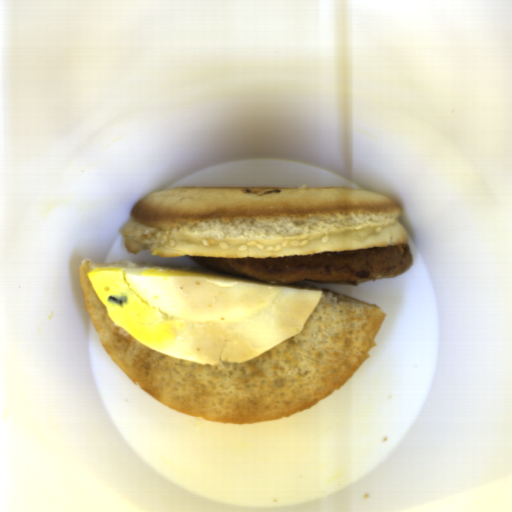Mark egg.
<instances>
[{
    "label": "egg",
    "mask_w": 512,
    "mask_h": 512,
    "mask_svg": "<svg viewBox=\"0 0 512 512\" xmlns=\"http://www.w3.org/2000/svg\"><path fill=\"white\" fill-rule=\"evenodd\" d=\"M112 320L153 350L186 361L241 363L301 332L321 290L223 272L93 267Z\"/></svg>",
    "instance_id": "1"
}]
</instances>
